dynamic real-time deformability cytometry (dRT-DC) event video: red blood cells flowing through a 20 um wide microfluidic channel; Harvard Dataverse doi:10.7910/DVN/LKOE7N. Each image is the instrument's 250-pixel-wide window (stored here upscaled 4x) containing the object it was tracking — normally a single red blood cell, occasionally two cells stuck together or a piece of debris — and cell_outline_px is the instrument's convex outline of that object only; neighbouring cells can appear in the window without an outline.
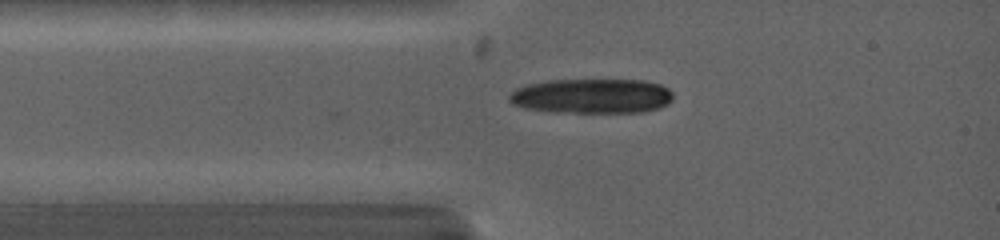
{"species": "common noctule bat (a hibernating species)", "species_latin": "Nyctalus noctula", "temperature_condition": "warm", "stored_images_in_passage": 5, "camera_frame_rate_fps": 5000, "um_per_image_px": 0.085, "animal": {"sex": "female", "body_mass_g": 19.0, "forearm_length_mm": 53.3}, "frame": {"image": 1, "passage_image": 5, "time_ms": 2.6, "image_size_px": [1000, 240], "cell_outline_px": [[672, 100], [668, 104], [660, 108], [644, 112], [552, 112], [524, 108], [512, 104], [508, 100], [508, 92], [524, 84], [544, 80], [644, 80], [660, 84], [668, 88], [672, 92]], "centroid_in_image_um": [50.26, 8.16], "position_along_channel_um": 34.7, "area_um2": 33.76}}